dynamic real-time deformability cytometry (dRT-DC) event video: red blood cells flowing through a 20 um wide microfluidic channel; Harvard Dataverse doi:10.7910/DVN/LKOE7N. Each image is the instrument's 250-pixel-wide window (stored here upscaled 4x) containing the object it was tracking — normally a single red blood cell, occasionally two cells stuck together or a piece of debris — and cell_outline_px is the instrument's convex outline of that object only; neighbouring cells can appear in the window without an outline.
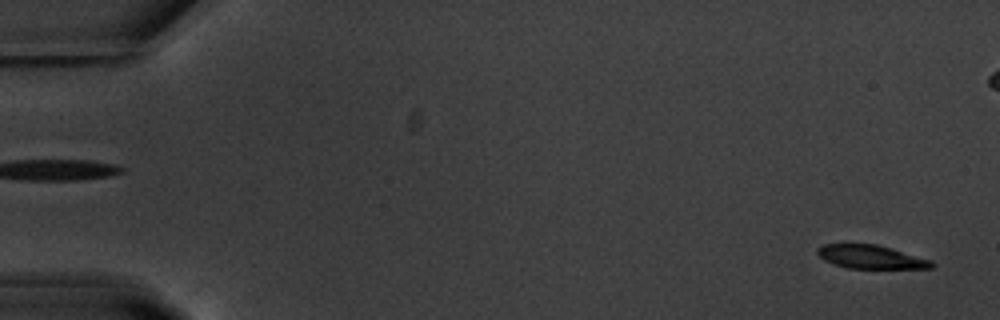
{"species": "common noctule bat (a hibernating species)", "species_latin": "Nyctalus noctula", "temperature_condition": "warm", "stored_images_in_passage": 56, "camera_frame_rate_fps": 3000, "um_per_image_px": 0.085, "animal": {"sex": "male", "body_mass_g": 20.1, "forearm_length_mm": 53.5}, "frame": {"image": 1, "passage_image": 2, "time_ms": 0.333, "image_size_px": [1000, 320], "cell_outline_px": [[936, 264], [932, 268], [848, 268], [824, 260], [816, 252], [816, 248], [824, 244], [876, 244], [892, 248], [932, 260]], "centroid_in_image_um": [74.05, 21.83], "position_along_channel_um": 11.0, "area_um2": 15.61}}